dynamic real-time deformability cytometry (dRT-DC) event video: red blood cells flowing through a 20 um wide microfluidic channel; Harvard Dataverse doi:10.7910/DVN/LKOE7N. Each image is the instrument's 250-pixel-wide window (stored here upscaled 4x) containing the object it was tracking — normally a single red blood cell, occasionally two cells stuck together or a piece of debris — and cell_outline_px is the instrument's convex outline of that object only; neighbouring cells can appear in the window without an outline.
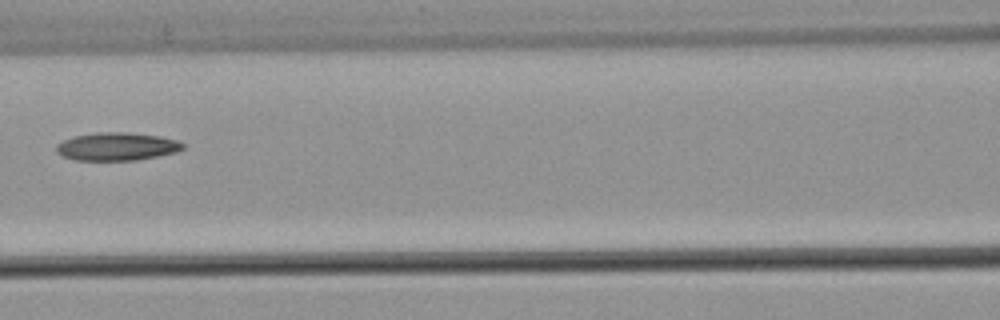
{"species": "common noctule bat (a hibernating species)", "species_latin": "Nyctalus noctula", "temperature_condition": "warm", "stored_images_in_passage": 5, "camera_frame_rate_fps": 3000, "um_per_image_px": 0.085, "animal": {"sex": "male", "body_mass_g": 21.5, "forearm_length_mm": 52.0}, "frame": {"image": 1, "passage_image": 5, "time_ms": 1.333, "image_size_px": [1000, 320], "cell_outline_px": [[184, 148], [176, 152], [136, 160], [76, 160], [64, 156], [56, 152], [56, 144], [72, 136], [96, 132], [124, 132], [160, 136], [176, 140], [184, 144]], "centroid_in_image_um": [9.91, 12.44], "position_along_channel_um": 156.7, "area_um2": 20.58}}